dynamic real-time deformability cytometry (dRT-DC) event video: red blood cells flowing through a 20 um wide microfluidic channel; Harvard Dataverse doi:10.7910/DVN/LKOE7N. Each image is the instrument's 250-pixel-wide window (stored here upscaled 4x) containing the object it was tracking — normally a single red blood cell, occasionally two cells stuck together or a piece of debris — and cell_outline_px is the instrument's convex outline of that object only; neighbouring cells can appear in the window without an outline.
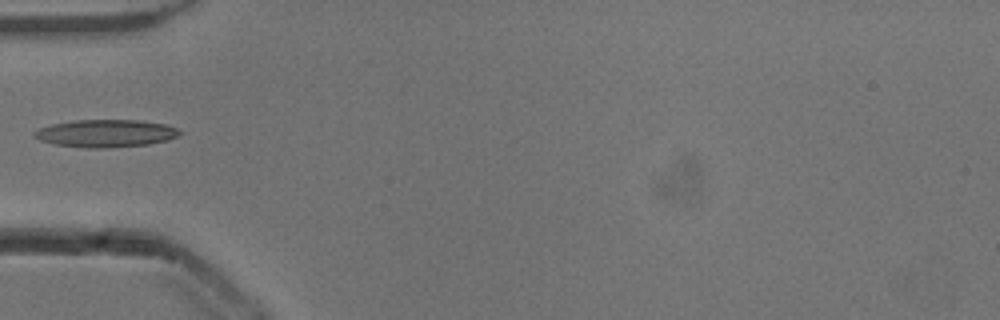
{"species": "common noctule bat (a hibernating species)", "species_latin": "Nyctalus noctula", "temperature_condition": "cold", "stored_images_in_passage": 36, "camera_frame_rate_fps": 3000, "um_per_image_px": 0.085, "animal": {"sex": "male", "body_mass_g": 13.3}, "frame": {"image": 1, "passage_image": 1, "time_ms": 0.0, "image_size_px": [1000, 320], "cell_outline_px": [[180, 132], [176, 136], [168, 140], [148, 144], [104, 148], [84, 148], [56, 144], [40, 140], [32, 136], [32, 132], [40, 128], [52, 124], [76, 120], [140, 120], [168, 124], [176, 128]], "centroid_in_image_um": [8.97, 11.33], "position_along_channel_um": 76.0, "area_um2": 23.29}}
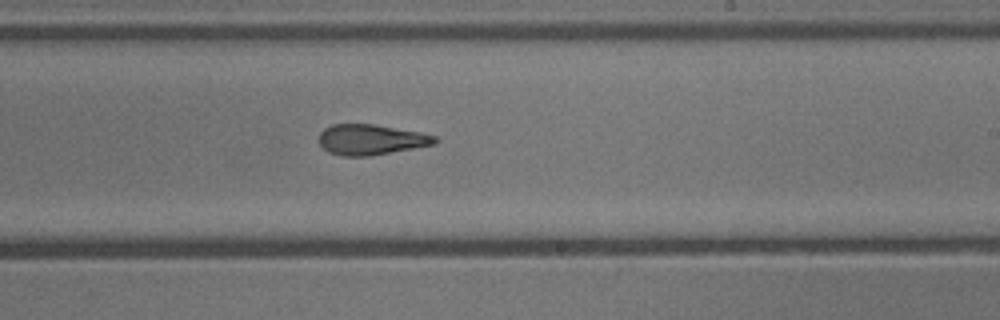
{"frame": {"image": 2, "passage_image": 15, "time_ms": 4.667, "image_size_px": [1000, 320], "cell_outline_px": [[440, 140], [432, 144], [412, 148], [368, 156], [344, 156], [328, 152], [316, 140], [320, 132], [324, 128], [332, 124], [376, 124], [420, 132], [436, 136]], "centroid_in_image_um": [31.48, 11.85], "position_along_channel_um": 257.5, "area_um2": 20.58}}
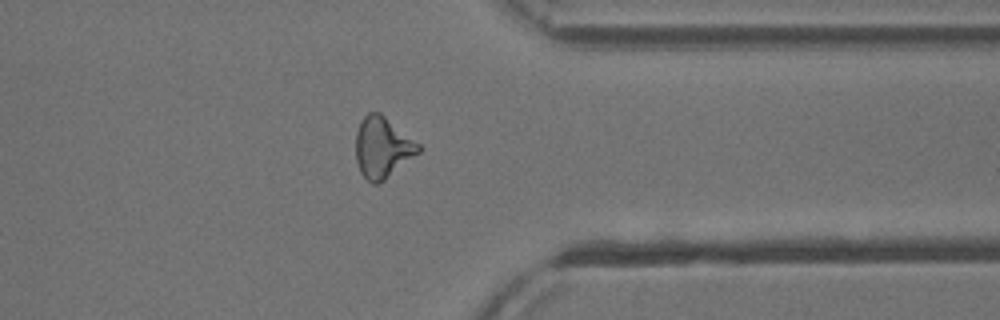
{"frame": {"image": 3, "passage_image": 25, "time_ms": 8.0, "image_size_px": [1000, 320], "cell_outline_px": [[420, 152], [384, 180], [376, 184], [372, 184], [360, 172], [356, 160], [356, 132], [360, 120], [368, 112], [380, 112], [420, 144]], "centroid_in_image_um": [32.5, 12.52], "position_along_channel_um": 378.9, "area_um2": 22.2}}